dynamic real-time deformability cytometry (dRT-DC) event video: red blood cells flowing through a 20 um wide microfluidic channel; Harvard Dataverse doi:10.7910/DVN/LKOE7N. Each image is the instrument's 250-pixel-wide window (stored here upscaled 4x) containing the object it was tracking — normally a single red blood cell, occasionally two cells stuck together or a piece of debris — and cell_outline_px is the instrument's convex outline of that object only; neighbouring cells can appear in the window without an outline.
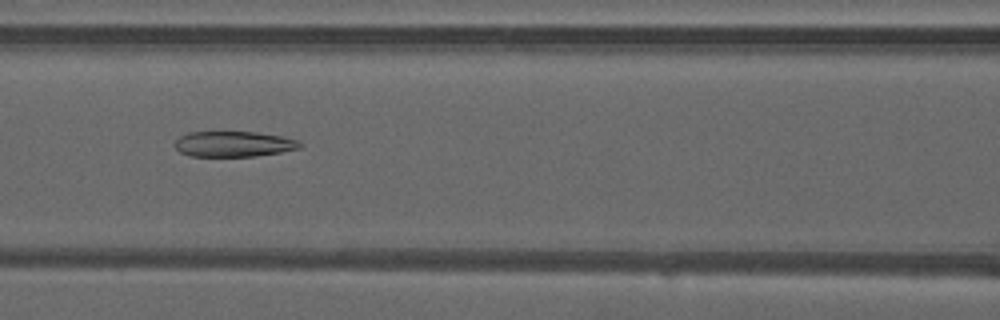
{"species": "common noctule bat (a hibernating species)", "species_latin": "Nyctalus noctula", "temperature_condition": "warm", "stored_images_in_passage": 39, "camera_frame_rate_fps": 3000, "um_per_image_px": 0.085, "animal": {"sex": "male", "forearm_length_mm": 52.5}, "frame": {"image": 1, "passage_image": 12, "time_ms": 3.667, "image_size_px": [1000, 320], "cell_outline_px": [[300, 148], [280, 152], [256, 156], [192, 156], [180, 152], [172, 144], [180, 136], [188, 132], [256, 132], [280, 136], [300, 140]], "centroid_in_image_um": [19.83, 12.24], "position_along_channel_um": 146.8, "area_um2": 18.55}}
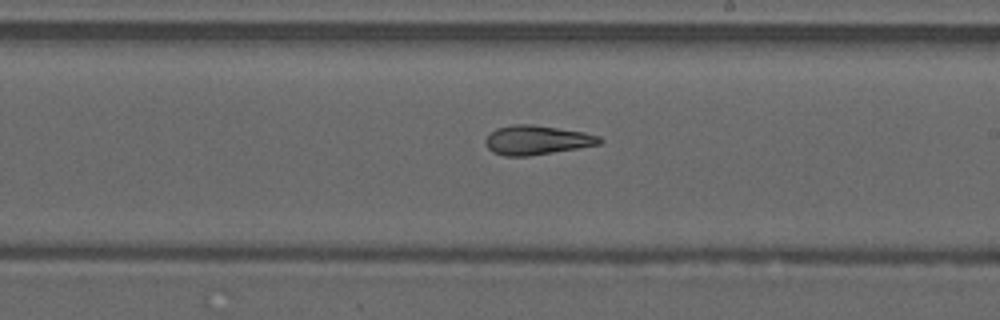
{"frame": {"image": 2, "passage_image": 19, "time_ms": 6.0, "image_size_px": [1000, 320], "cell_outline_px": [[604, 140], [600, 144], [528, 156], [504, 156], [492, 152], [484, 144], [484, 140], [496, 128], [512, 124], [532, 124], [584, 132], [600, 136]], "centroid_in_image_um": [45.61, 11.9], "position_along_channel_um": 243.4, "area_um2": 19.42}}
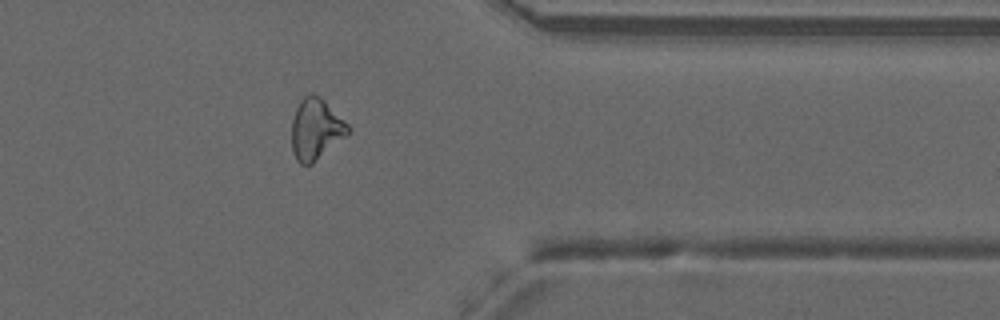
{"frame": {"image": 3, "passage_image": 30, "time_ms": 9.667, "image_size_px": [1000, 320], "cell_outline_px": [[352, 132], [312, 164], [300, 164], [296, 160], [292, 152], [292, 120], [296, 108], [300, 100], [308, 92], [312, 92], [320, 96], [348, 124]], "centroid_in_image_um": [26.85, 10.97], "position_along_channel_um": 384.5, "area_um2": 20.29}, "authors_computed_cell_mechanics": {"area_um2": 19.7098, "velocity_mm_per_s": 4.1493, "shape_relaxation_time_tau1_ms": null, "shape_relaxation_time_tau2_ms": 4.7749, "deformation_change_tau1": null, "deformation_change_tau2": 0.149}}